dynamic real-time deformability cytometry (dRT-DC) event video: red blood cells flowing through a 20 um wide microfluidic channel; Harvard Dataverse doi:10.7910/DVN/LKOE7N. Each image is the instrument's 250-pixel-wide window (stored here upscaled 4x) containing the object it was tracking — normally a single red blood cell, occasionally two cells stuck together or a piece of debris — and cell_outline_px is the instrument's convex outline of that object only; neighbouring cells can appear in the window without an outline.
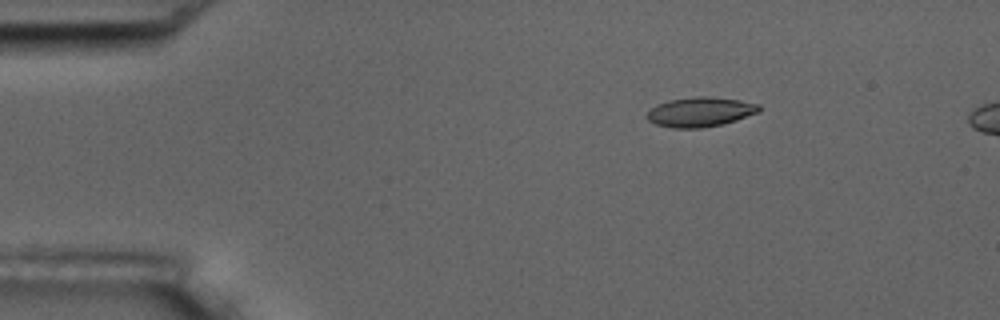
{"species": "common noctule bat (a hibernating species)", "species_latin": "Nyctalus noctula", "temperature_condition": "room temperature", "stored_images_in_passage": 6, "segment_of_instrument_passage": [1, 2], "camera_frame_rate_fps": 3000, "um_per_image_px": 0.085, "animal": {"sex": "male", "body_mass_g": 17.5, "forearm_length_mm": 52.3}, "frame": {"image": 1, "passage_image": 3, "time_ms": 2.333, "image_size_px": [1000, 320], "cell_outline_px": [[760, 112], [736, 120], [720, 124], [700, 128], [672, 128], [656, 124], [648, 120], [648, 112], [656, 104], [668, 100], [696, 96], [708, 96], [740, 100], [760, 104]], "centroid_in_image_um": [59.53, 9.5], "position_along_channel_um": 25.5, "area_um2": 19.31}}